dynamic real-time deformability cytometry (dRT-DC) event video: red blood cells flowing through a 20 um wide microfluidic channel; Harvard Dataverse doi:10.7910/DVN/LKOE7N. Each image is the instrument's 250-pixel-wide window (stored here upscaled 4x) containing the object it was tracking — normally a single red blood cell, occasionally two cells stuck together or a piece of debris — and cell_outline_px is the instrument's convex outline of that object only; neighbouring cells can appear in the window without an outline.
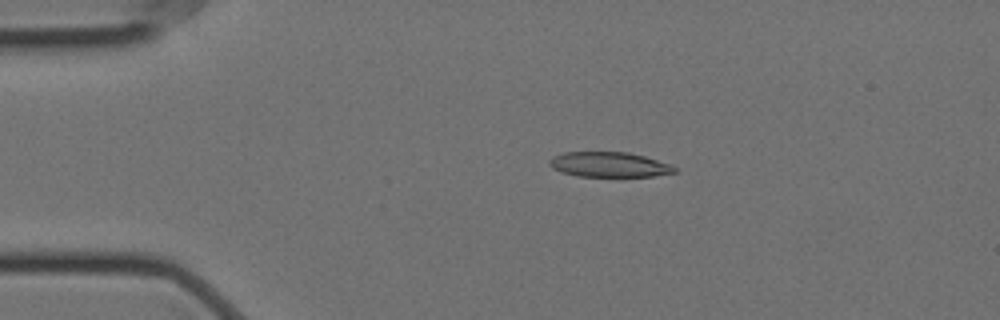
{"species": "Egyptian fruit bat (a non-hibernating species)", "species_latin": "Rousettus aegyptiacus", "temperature_condition": "cold", "stored_images_in_passage": 5, "camera_frame_rate_fps": 3000, "um_per_image_px": 0.085, "animal": {"sex": "female"}, "frame": {"image": 1, "passage_image": 3, "time_ms": 0.667, "image_size_px": [1000, 320], "cell_outline_px": [[676, 172], [652, 176], [576, 176], [560, 172], [552, 168], [548, 164], [548, 160], [552, 156], [564, 152], [628, 152], [644, 156], [668, 164], [676, 168]], "centroid_in_image_um": [51.7, 13.98], "position_along_channel_um": 33.3, "area_um2": 18.21}}
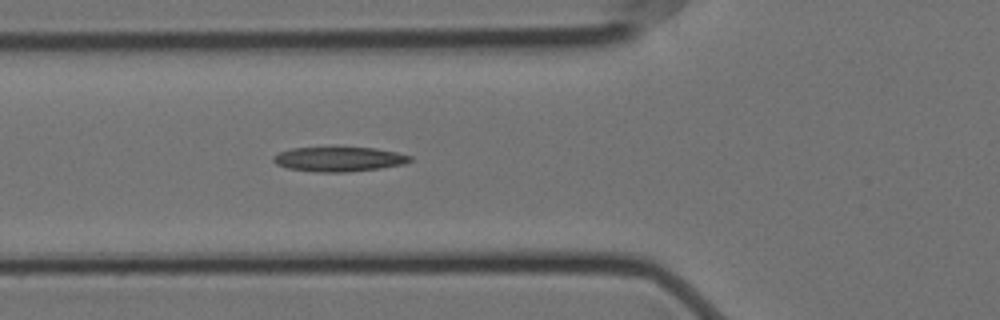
{"frame": {"image": 2, "passage_image": 5, "time_ms": 1.333, "image_size_px": [1000, 320], "cell_outline_px": [[412, 160], [404, 164], [380, 168], [348, 172], [316, 172], [288, 168], [276, 164], [272, 160], [272, 156], [280, 152], [292, 148], [376, 148], [396, 152], [412, 156]], "centroid_in_image_um": [28.81, 13.53], "position_along_channel_um": 97.0, "area_um2": 19.48}}